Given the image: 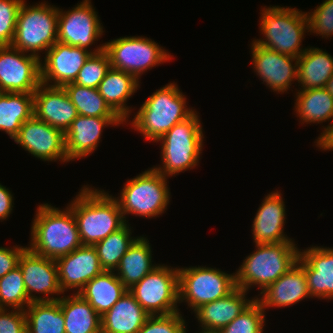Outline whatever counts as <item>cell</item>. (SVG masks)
I'll return each mask as SVG.
<instances>
[{
  "mask_svg": "<svg viewBox=\"0 0 333 333\" xmlns=\"http://www.w3.org/2000/svg\"><path fill=\"white\" fill-rule=\"evenodd\" d=\"M297 262L305 271L311 298L333 299V247L300 250Z\"/></svg>",
  "mask_w": 333,
  "mask_h": 333,
  "instance_id": "cell-21",
  "label": "cell"
},
{
  "mask_svg": "<svg viewBox=\"0 0 333 333\" xmlns=\"http://www.w3.org/2000/svg\"><path fill=\"white\" fill-rule=\"evenodd\" d=\"M31 303L24 286L22 271L17 266L0 278V306L25 310Z\"/></svg>",
  "mask_w": 333,
  "mask_h": 333,
  "instance_id": "cell-36",
  "label": "cell"
},
{
  "mask_svg": "<svg viewBox=\"0 0 333 333\" xmlns=\"http://www.w3.org/2000/svg\"><path fill=\"white\" fill-rule=\"evenodd\" d=\"M40 61L12 46H1L0 91L34 93L41 84Z\"/></svg>",
  "mask_w": 333,
  "mask_h": 333,
  "instance_id": "cell-13",
  "label": "cell"
},
{
  "mask_svg": "<svg viewBox=\"0 0 333 333\" xmlns=\"http://www.w3.org/2000/svg\"><path fill=\"white\" fill-rule=\"evenodd\" d=\"M8 310L9 308L0 310V333H27L25 311L20 309Z\"/></svg>",
  "mask_w": 333,
  "mask_h": 333,
  "instance_id": "cell-42",
  "label": "cell"
},
{
  "mask_svg": "<svg viewBox=\"0 0 333 333\" xmlns=\"http://www.w3.org/2000/svg\"><path fill=\"white\" fill-rule=\"evenodd\" d=\"M24 0H0V47L11 46L19 8Z\"/></svg>",
  "mask_w": 333,
  "mask_h": 333,
  "instance_id": "cell-40",
  "label": "cell"
},
{
  "mask_svg": "<svg viewBox=\"0 0 333 333\" xmlns=\"http://www.w3.org/2000/svg\"><path fill=\"white\" fill-rule=\"evenodd\" d=\"M110 66L133 75L138 81L143 73L173 58L154 40L143 36L120 37L104 43Z\"/></svg>",
  "mask_w": 333,
  "mask_h": 333,
  "instance_id": "cell-10",
  "label": "cell"
},
{
  "mask_svg": "<svg viewBox=\"0 0 333 333\" xmlns=\"http://www.w3.org/2000/svg\"><path fill=\"white\" fill-rule=\"evenodd\" d=\"M264 7L260 13L259 29L265 38L254 39L253 42L281 54L296 58L301 56L307 49L302 48L301 43L304 35L309 32L306 12L296 7Z\"/></svg>",
  "mask_w": 333,
  "mask_h": 333,
  "instance_id": "cell-5",
  "label": "cell"
},
{
  "mask_svg": "<svg viewBox=\"0 0 333 333\" xmlns=\"http://www.w3.org/2000/svg\"><path fill=\"white\" fill-rule=\"evenodd\" d=\"M326 89H327V90L332 94V96H333V74H332V76L330 77V79L328 80V83H327Z\"/></svg>",
  "mask_w": 333,
  "mask_h": 333,
  "instance_id": "cell-46",
  "label": "cell"
},
{
  "mask_svg": "<svg viewBox=\"0 0 333 333\" xmlns=\"http://www.w3.org/2000/svg\"><path fill=\"white\" fill-rule=\"evenodd\" d=\"M149 316L127 291L101 316V333H138Z\"/></svg>",
  "mask_w": 333,
  "mask_h": 333,
  "instance_id": "cell-25",
  "label": "cell"
},
{
  "mask_svg": "<svg viewBox=\"0 0 333 333\" xmlns=\"http://www.w3.org/2000/svg\"><path fill=\"white\" fill-rule=\"evenodd\" d=\"M139 82L130 73L110 67L97 88L106 103L125 123L132 113V107L127 106L126 102L140 88Z\"/></svg>",
  "mask_w": 333,
  "mask_h": 333,
  "instance_id": "cell-26",
  "label": "cell"
},
{
  "mask_svg": "<svg viewBox=\"0 0 333 333\" xmlns=\"http://www.w3.org/2000/svg\"><path fill=\"white\" fill-rule=\"evenodd\" d=\"M147 237L139 236L123 255L115 274L130 289L159 264H152V248Z\"/></svg>",
  "mask_w": 333,
  "mask_h": 333,
  "instance_id": "cell-27",
  "label": "cell"
},
{
  "mask_svg": "<svg viewBox=\"0 0 333 333\" xmlns=\"http://www.w3.org/2000/svg\"><path fill=\"white\" fill-rule=\"evenodd\" d=\"M125 124L120 117H88L78 115L65 132V151L68 161L92 154L100 143L102 130L107 126Z\"/></svg>",
  "mask_w": 333,
  "mask_h": 333,
  "instance_id": "cell-19",
  "label": "cell"
},
{
  "mask_svg": "<svg viewBox=\"0 0 333 333\" xmlns=\"http://www.w3.org/2000/svg\"><path fill=\"white\" fill-rule=\"evenodd\" d=\"M128 291L115 271H104L87 282L78 293L100 315H104Z\"/></svg>",
  "mask_w": 333,
  "mask_h": 333,
  "instance_id": "cell-29",
  "label": "cell"
},
{
  "mask_svg": "<svg viewBox=\"0 0 333 333\" xmlns=\"http://www.w3.org/2000/svg\"><path fill=\"white\" fill-rule=\"evenodd\" d=\"M61 291L79 293L87 282L104 272L96 248L82 245L71 253L56 259ZM76 291H75V290Z\"/></svg>",
  "mask_w": 333,
  "mask_h": 333,
  "instance_id": "cell-18",
  "label": "cell"
},
{
  "mask_svg": "<svg viewBox=\"0 0 333 333\" xmlns=\"http://www.w3.org/2000/svg\"><path fill=\"white\" fill-rule=\"evenodd\" d=\"M24 311L27 333H65V320L59 299L31 302Z\"/></svg>",
  "mask_w": 333,
  "mask_h": 333,
  "instance_id": "cell-33",
  "label": "cell"
},
{
  "mask_svg": "<svg viewBox=\"0 0 333 333\" xmlns=\"http://www.w3.org/2000/svg\"><path fill=\"white\" fill-rule=\"evenodd\" d=\"M255 299L265 311L268 308L287 307L310 298L307 279L303 267L297 262L277 281L268 285ZM262 296V297H261Z\"/></svg>",
  "mask_w": 333,
  "mask_h": 333,
  "instance_id": "cell-23",
  "label": "cell"
},
{
  "mask_svg": "<svg viewBox=\"0 0 333 333\" xmlns=\"http://www.w3.org/2000/svg\"><path fill=\"white\" fill-rule=\"evenodd\" d=\"M265 312L262 305L254 299L247 308L231 323L222 328L220 333H263Z\"/></svg>",
  "mask_w": 333,
  "mask_h": 333,
  "instance_id": "cell-37",
  "label": "cell"
},
{
  "mask_svg": "<svg viewBox=\"0 0 333 333\" xmlns=\"http://www.w3.org/2000/svg\"><path fill=\"white\" fill-rule=\"evenodd\" d=\"M18 266L22 271L24 286L31 302L56 301L61 298L58 295L63 292L59 286L58 267L55 259L39 256L27 248L21 254ZM34 292L44 294V297L36 296Z\"/></svg>",
  "mask_w": 333,
  "mask_h": 333,
  "instance_id": "cell-15",
  "label": "cell"
},
{
  "mask_svg": "<svg viewBox=\"0 0 333 333\" xmlns=\"http://www.w3.org/2000/svg\"><path fill=\"white\" fill-rule=\"evenodd\" d=\"M83 186L68 204L83 245L94 246L126 222L118 201L102 189Z\"/></svg>",
  "mask_w": 333,
  "mask_h": 333,
  "instance_id": "cell-1",
  "label": "cell"
},
{
  "mask_svg": "<svg viewBox=\"0 0 333 333\" xmlns=\"http://www.w3.org/2000/svg\"><path fill=\"white\" fill-rule=\"evenodd\" d=\"M178 284L179 303H187L193 312L206 303L228 296L237 288L235 273L206 266L178 268Z\"/></svg>",
  "mask_w": 333,
  "mask_h": 333,
  "instance_id": "cell-9",
  "label": "cell"
},
{
  "mask_svg": "<svg viewBox=\"0 0 333 333\" xmlns=\"http://www.w3.org/2000/svg\"><path fill=\"white\" fill-rule=\"evenodd\" d=\"M34 116L64 134L78 116L64 87L48 86L43 83L33 93Z\"/></svg>",
  "mask_w": 333,
  "mask_h": 333,
  "instance_id": "cell-20",
  "label": "cell"
},
{
  "mask_svg": "<svg viewBox=\"0 0 333 333\" xmlns=\"http://www.w3.org/2000/svg\"><path fill=\"white\" fill-rule=\"evenodd\" d=\"M199 333H220L219 331H206V330H200Z\"/></svg>",
  "mask_w": 333,
  "mask_h": 333,
  "instance_id": "cell-47",
  "label": "cell"
},
{
  "mask_svg": "<svg viewBox=\"0 0 333 333\" xmlns=\"http://www.w3.org/2000/svg\"><path fill=\"white\" fill-rule=\"evenodd\" d=\"M297 82L300 90L326 88L333 74V56L315 47H308L298 57Z\"/></svg>",
  "mask_w": 333,
  "mask_h": 333,
  "instance_id": "cell-28",
  "label": "cell"
},
{
  "mask_svg": "<svg viewBox=\"0 0 333 333\" xmlns=\"http://www.w3.org/2000/svg\"><path fill=\"white\" fill-rule=\"evenodd\" d=\"M309 32L322 38L333 35V0H325L311 12H306Z\"/></svg>",
  "mask_w": 333,
  "mask_h": 333,
  "instance_id": "cell-41",
  "label": "cell"
},
{
  "mask_svg": "<svg viewBox=\"0 0 333 333\" xmlns=\"http://www.w3.org/2000/svg\"><path fill=\"white\" fill-rule=\"evenodd\" d=\"M186 97L173 82L150 95L136 112L131 128L146 140L157 142L175 124L189 118L195 109L187 107Z\"/></svg>",
  "mask_w": 333,
  "mask_h": 333,
  "instance_id": "cell-3",
  "label": "cell"
},
{
  "mask_svg": "<svg viewBox=\"0 0 333 333\" xmlns=\"http://www.w3.org/2000/svg\"><path fill=\"white\" fill-rule=\"evenodd\" d=\"M161 143L160 166H153L165 177H171L198 166L203 150L204 134L195 111L186 120L175 124L157 142Z\"/></svg>",
  "mask_w": 333,
  "mask_h": 333,
  "instance_id": "cell-6",
  "label": "cell"
},
{
  "mask_svg": "<svg viewBox=\"0 0 333 333\" xmlns=\"http://www.w3.org/2000/svg\"><path fill=\"white\" fill-rule=\"evenodd\" d=\"M129 226L125 223L117 231L94 245L104 271H115L123 255L138 238V236H131L132 229Z\"/></svg>",
  "mask_w": 333,
  "mask_h": 333,
  "instance_id": "cell-34",
  "label": "cell"
},
{
  "mask_svg": "<svg viewBox=\"0 0 333 333\" xmlns=\"http://www.w3.org/2000/svg\"><path fill=\"white\" fill-rule=\"evenodd\" d=\"M294 110L301 124L333 120V96L326 88L297 90Z\"/></svg>",
  "mask_w": 333,
  "mask_h": 333,
  "instance_id": "cell-32",
  "label": "cell"
},
{
  "mask_svg": "<svg viewBox=\"0 0 333 333\" xmlns=\"http://www.w3.org/2000/svg\"><path fill=\"white\" fill-rule=\"evenodd\" d=\"M185 322L179 311L169 315L149 316L138 333H187Z\"/></svg>",
  "mask_w": 333,
  "mask_h": 333,
  "instance_id": "cell-39",
  "label": "cell"
},
{
  "mask_svg": "<svg viewBox=\"0 0 333 333\" xmlns=\"http://www.w3.org/2000/svg\"><path fill=\"white\" fill-rule=\"evenodd\" d=\"M159 264L128 291L150 315H169L180 311L178 268Z\"/></svg>",
  "mask_w": 333,
  "mask_h": 333,
  "instance_id": "cell-11",
  "label": "cell"
},
{
  "mask_svg": "<svg viewBox=\"0 0 333 333\" xmlns=\"http://www.w3.org/2000/svg\"><path fill=\"white\" fill-rule=\"evenodd\" d=\"M250 50L254 72L273 92L284 94L292 82L297 81L298 58L267 49L253 41Z\"/></svg>",
  "mask_w": 333,
  "mask_h": 333,
  "instance_id": "cell-17",
  "label": "cell"
},
{
  "mask_svg": "<svg viewBox=\"0 0 333 333\" xmlns=\"http://www.w3.org/2000/svg\"><path fill=\"white\" fill-rule=\"evenodd\" d=\"M13 194L12 192L6 188V186H3L0 183V221L6 220L10 214L13 211Z\"/></svg>",
  "mask_w": 333,
  "mask_h": 333,
  "instance_id": "cell-44",
  "label": "cell"
},
{
  "mask_svg": "<svg viewBox=\"0 0 333 333\" xmlns=\"http://www.w3.org/2000/svg\"><path fill=\"white\" fill-rule=\"evenodd\" d=\"M34 115L33 93H0V131L14 138L26 120Z\"/></svg>",
  "mask_w": 333,
  "mask_h": 333,
  "instance_id": "cell-31",
  "label": "cell"
},
{
  "mask_svg": "<svg viewBox=\"0 0 333 333\" xmlns=\"http://www.w3.org/2000/svg\"><path fill=\"white\" fill-rule=\"evenodd\" d=\"M282 197L278 190L265 195L253 219L252 234L255 244L293 241L284 233L286 206Z\"/></svg>",
  "mask_w": 333,
  "mask_h": 333,
  "instance_id": "cell-22",
  "label": "cell"
},
{
  "mask_svg": "<svg viewBox=\"0 0 333 333\" xmlns=\"http://www.w3.org/2000/svg\"><path fill=\"white\" fill-rule=\"evenodd\" d=\"M31 226L27 248L39 256L56 260L83 245L69 206L60 210L48 203L38 205Z\"/></svg>",
  "mask_w": 333,
  "mask_h": 333,
  "instance_id": "cell-2",
  "label": "cell"
},
{
  "mask_svg": "<svg viewBox=\"0 0 333 333\" xmlns=\"http://www.w3.org/2000/svg\"><path fill=\"white\" fill-rule=\"evenodd\" d=\"M247 291L236 288L228 296L206 303L194 311L201 329L220 331L240 315L255 299H247Z\"/></svg>",
  "mask_w": 333,
  "mask_h": 333,
  "instance_id": "cell-24",
  "label": "cell"
},
{
  "mask_svg": "<svg viewBox=\"0 0 333 333\" xmlns=\"http://www.w3.org/2000/svg\"><path fill=\"white\" fill-rule=\"evenodd\" d=\"M168 177L155 168H149L132 179H128L120 191L118 201L126 223V215L154 218L162 215L170 200Z\"/></svg>",
  "mask_w": 333,
  "mask_h": 333,
  "instance_id": "cell-7",
  "label": "cell"
},
{
  "mask_svg": "<svg viewBox=\"0 0 333 333\" xmlns=\"http://www.w3.org/2000/svg\"><path fill=\"white\" fill-rule=\"evenodd\" d=\"M255 246L256 250L243 260L235 272L236 286L247 292L254 286L262 292L293 267L300 255L294 241Z\"/></svg>",
  "mask_w": 333,
  "mask_h": 333,
  "instance_id": "cell-4",
  "label": "cell"
},
{
  "mask_svg": "<svg viewBox=\"0 0 333 333\" xmlns=\"http://www.w3.org/2000/svg\"><path fill=\"white\" fill-rule=\"evenodd\" d=\"M99 18L91 0H83L68 11L58 8L57 41L84 48L92 54L102 52L104 43L90 50L104 33Z\"/></svg>",
  "mask_w": 333,
  "mask_h": 333,
  "instance_id": "cell-12",
  "label": "cell"
},
{
  "mask_svg": "<svg viewBox=\"0 0 333 333\" xmlns=\"http://www.w3.org/2000/svg\"><path fill=\"white\" fill-rule=\"evenodd\" d=\"M78 115L88 117H119L96 88L69 83L64 86Z\"/></svg>",
  "mask_w": 333,
  "mask_h": 333,
  "instance_id": "cell-35",
  "label": "cell"
},
{
  "mask_svg": "<svg viewBox=\"0 0 333 333\" xmlns=\"http://www.w3.org/2000/svg\"><path fill=\"white\" fill-rule=\"evenodd\" d=\"M27 246L17 245L11 248L0 246V278L18 266L21 254Z\"/></svg>",
  "mask_w": 333,
  "mask_h": 333,
  "instance_id": "cell-43",
  "label": "cell"
},
{
  "mask_svg": "<svg viewBox=\"0 0 333 333\" xmlns=\"http://www.w3.org/2000/svg\"><path fill=\"white\" fill-rule=\"evenodd\" d=\"M92 53L80 47L56 42L40 61L41 83L64 87L74 83L80 69Z\"/></svg>",
  "mask_w": 333,
  "mask_h": 333,
  "instance_id": "cell-16",
  "label": "cell"
},
{
  "mask_svg": "<svg viewBox=\"0 0 333 333\" xmlns=\"http://www.w3.org/2000/svg\"><path fill=\"white\" fill-rule=\"evenodd\" d=\"M65 333H101V316L80 294L61 296Z\"/></svg>",
  "mask_w": 333,
  "mask_h": 333,
  "instance_id": "cell-30",
  "label": "cell"
},
{
  "mask_svg": "<svg viewBox=\"0 0 333 333\" xmlns=\"http://www.w3.org/2000/svg\"><path fill=\"white\" fill-rule=\"evenodd\" d=\"M26 3L24 0L19 8L11 46L42 60L40 52L46 54L57 42L58 7L45 1L32 6Z\"/></svg>",
  "mask_w": 333,
  "mask_h": 333,
  "instance_id": "cell-8",
  "label": "cell"
},
{
  "mask_svg": "<svg viewBox=\"0 0 333 333\" xmlns=\"http://www.w3.org/2000/svg\"><path fill=\"white\" fill-rule=\"evenodd\" d=\"M321 135L316 139V147L324 151H333V121L323 128Z\"/></svg>",
  "mask_w": 333,
  "mask_h": 333,
  "instance_id": "cell-45",
  "label": "cell"
},
{
  "mask_svg": "<svg viewBox=\"0 0 333 333\" xmlns=\"http://www.w3.org/2000/svg\"><path fill=\"white\" fill-rule=\"evenodd\" d=\"M110 67L109 56L104 50L97 54H91L80 69L74 83L97 89Z\"/></svg>",
  "mask_w": 333,
  "mask_h": 333,
  "instance_id": "cell-38",
  "label": "cell"
},
{
  "mask_svg": "<svg viewBox=\"0 0 333 333\" xmlns=\"http://www.w3.org/2000/svg\"><path fill=\"white\" fill-rule=\"evenodd\" d=\"M13 140L42 161L69 162L65 151V134L34 115L23 123Z\"/></svg>",
  "mask_w": 333,
  "mask_h": 333,
  "instance_id": "cell-14",
  "label": "cell"
}]
</instances>
